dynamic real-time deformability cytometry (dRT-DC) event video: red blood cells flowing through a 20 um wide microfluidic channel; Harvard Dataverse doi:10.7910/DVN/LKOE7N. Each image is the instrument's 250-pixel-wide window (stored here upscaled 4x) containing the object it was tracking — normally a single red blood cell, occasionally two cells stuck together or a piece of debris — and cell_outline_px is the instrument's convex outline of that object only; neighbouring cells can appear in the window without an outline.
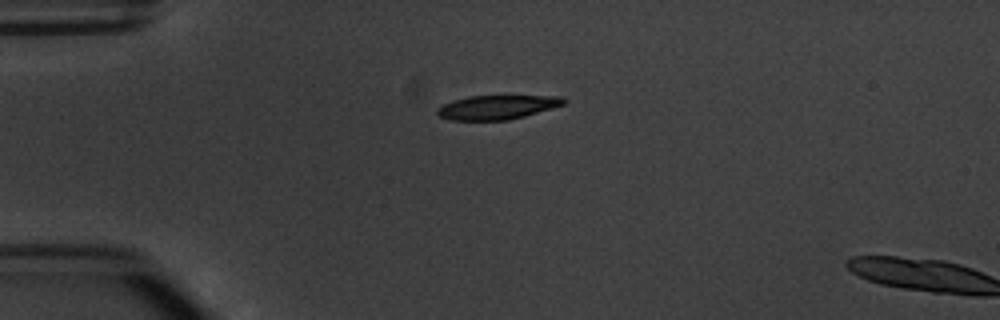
{"species": "common noctule bat (a hibernating species)", "species_latin": "Nyctalus noctula", "temperature_condition": "warm", "stored_images_in_passage": 2, "camera_frame_rate_fps": 3000, "um_per_image_px": 0.085, "animal": {"sex": "male", "body_mass_g": 20.1, "forearm_length_mm": 53.5}, "frame": {"image": 1, "passage_image": 1, "time_ms": 0.0, "image_size_px": [1000, 320], "cell_outline_px": [[564, 104], [552, 108], [524, 116], [508, 120], [448, 120], [440, 116], [436, 112], [436, 108], [444, 104], [468, 96], [560, 96], [564, 100]], "centroid_in_image_um": [42.22, 9.12], "position_along_channel_um": 42.8, "area_um2": 17.51}}